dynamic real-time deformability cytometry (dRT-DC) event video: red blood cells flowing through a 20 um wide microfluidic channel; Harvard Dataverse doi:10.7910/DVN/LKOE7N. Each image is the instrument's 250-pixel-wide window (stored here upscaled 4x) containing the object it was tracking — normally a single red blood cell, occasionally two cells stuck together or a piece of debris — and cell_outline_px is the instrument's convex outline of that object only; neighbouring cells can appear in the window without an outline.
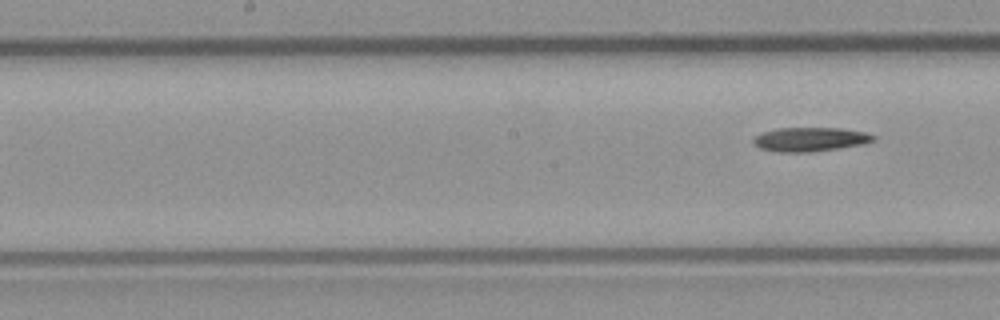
{"species": "common noctule bat (a hibernating species)", "species_latin": "Nyctalus noctula", "temperature_condition": "room temperature", "stored_images_in_passage": 6, "segment_of_instrument_passage": [2, 2], "camera_frame_rate_fps": 3000, "um_per_image_px": 0.085, "animal": {"sex": "male", "body_mass_g": 23.1, "forearm_length_mm": 52.7}, "frame": {"image": 1, "passage_image": 6, "time_ms": 1.667, "image_size_px": [1000, 320], "cell_outline_px": [[876, 140], [864, 144], [840, 148], [812, 152], [776, 152], [760, 148], [752, 144], [752, 140], [756, 136], [764, 132], [776, 128], [840, 128], [864, 132], [876, 136]], "centroid_in_image_um": [68.86, 11.85], "position_along_channel_um": 179.3, "area_um2": 16.94}}